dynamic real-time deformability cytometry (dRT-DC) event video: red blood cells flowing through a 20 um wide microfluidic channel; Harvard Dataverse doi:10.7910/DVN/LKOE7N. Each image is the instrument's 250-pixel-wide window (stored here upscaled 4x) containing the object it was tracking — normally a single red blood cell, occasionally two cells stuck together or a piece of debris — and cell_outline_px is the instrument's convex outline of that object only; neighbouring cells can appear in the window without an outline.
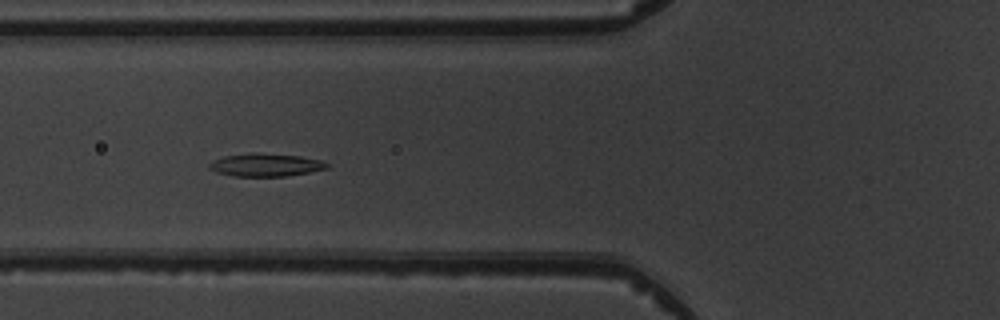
{"species": "common noctule bat (a hibernating species)", "species_latin": "Nyctalus noctula", "temperature_condition": "warm", "stored_images_in_passage": 9, "camera_frame_rate_fps": 3000, "um_per_image_px": 0.085, "animal": {"sex": "male", "body_mass_g": 19.5, "forearm_length_mm": 54.6}, "frame": {"image": 1, "passage_image": 6, "time_ms": 5.667, "image_size_px": [1000, 320], "cell_outline_px": [[332, 164], [328, 168], [288, 176], [232, 176], [216, 172], [208, 168], [208, 164], [212, 160], [224, 156], [252, 152], [256, 152], [300, 156], [320, 160]], "centroid_in_image_um": [22.56, 14.01], "position_along_channel_um": 103.2, "area_um2": 15.9}}
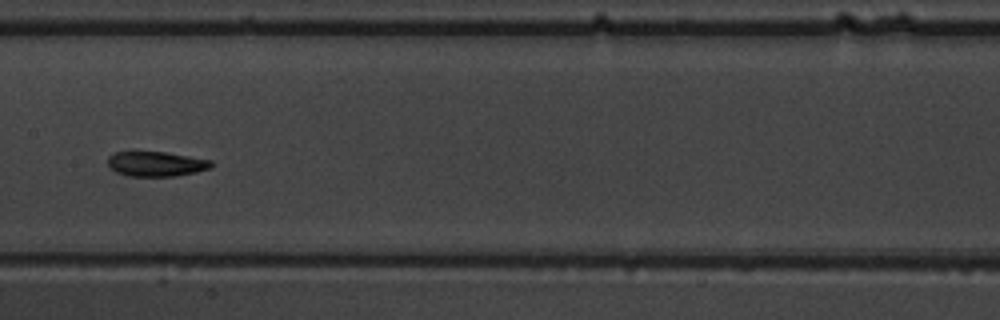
{"frame": {"image": 2, "passage_image": 8, "time_ms": 8.0, "image_size_px": [1000, 320], "cell_outline_px": [[212, 168], [196, 172], [176, 176], [128, 176], [116, 172], [108, 164], [108, 156], [112, 152], [164, 152], [212, 160]], "centroid_in_image_um": [13.28, 13.93], "position_along_channel_um": 194.1, "area_um2": 14.97}}
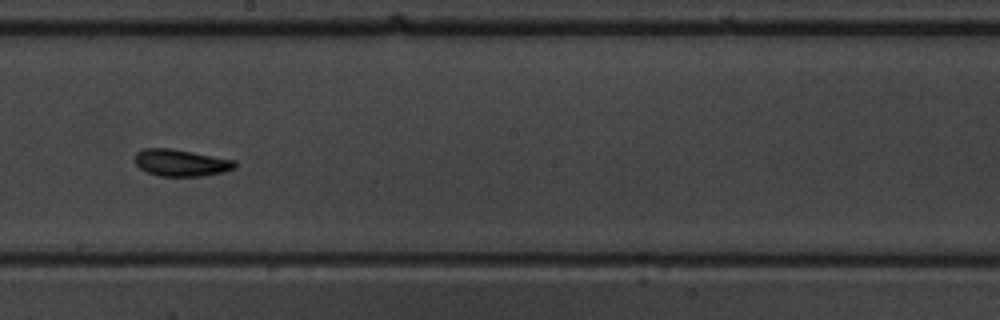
{"frame": {"image": 3, "passage_image": 9, "time_ms": 9.0, "image_size_px": [1000, 320], "cell_outline_px": [[236, 168], [224, 172], [204, 176], [160, 176], [148, 172], [140, 168], [132, 160], [136, 152], [144, 148], [172, 148], [236, 160]], "centroid_in_image_um": [15.38, 13.83], "position_along_channel_um": 232.8, "area_um2": 15.9}}